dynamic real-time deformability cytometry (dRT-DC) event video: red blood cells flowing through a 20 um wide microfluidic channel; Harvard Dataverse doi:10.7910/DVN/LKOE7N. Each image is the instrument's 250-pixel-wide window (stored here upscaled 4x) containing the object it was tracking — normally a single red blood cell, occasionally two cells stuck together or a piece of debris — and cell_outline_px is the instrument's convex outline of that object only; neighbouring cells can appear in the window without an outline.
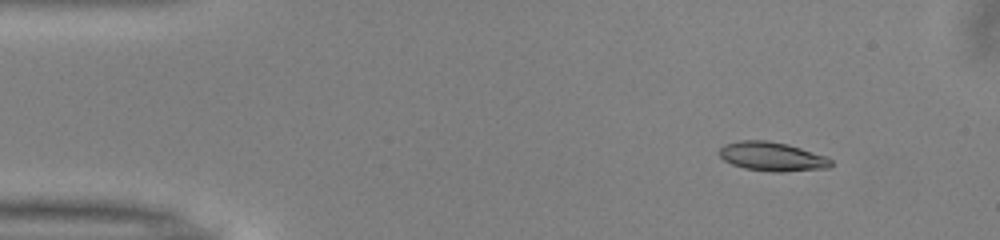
{"species": "common noctule bat (a hibernating species)", "species_latin": "Nyctalus noctula", "temperature_condition": "warm", "stored_images_in_passage": 46, "camera_frame_rate_fps": 3000, "um_per_image_px": 0.085, "animal": {"sex": "male", "body_mass_g": 13.0, "forearm_length_mm": 53.1}, "frame": {"image": 1, "passage_image": 1, "time_ms": 0.0, "image_size_px": [1000, 240], "cell_outline_px": [[832, 164], [828, 168], [780, 172], [772, 172], [744, 168], [732, 164], [724, 160], [720, 156], [720, 148], [724, 144], [740, 140], [768, 140], [788, 144], [824, 156], [832, 160]], "centroid_in_image_um": [65.61, 13.3], "position_along_channel_um": 19.4, "area_um2": 18.79}}
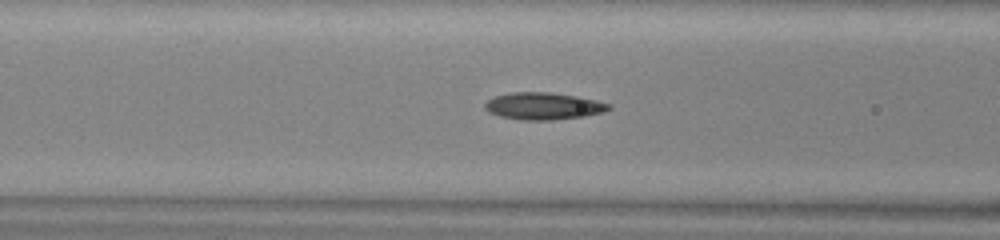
{"frame": {"image": 2, "passage_image": 15, "time_ms": 4.667, "image_size_px": [1000, 240], "cell_outline_px": [[612, 108], [604, 112], [584, 116], [552, 120], [524, 120], [500, 116], [488, 112], [484, 108], [484, 104], [488, 100], [496, 96], [508, 92], [552, 92], [576, 96], [596, 100], [612, 104]], "centroid_in_image_um": [46.2, 9.01], "position_along_channel_um": 120.4, "area_um2": 19.65}}
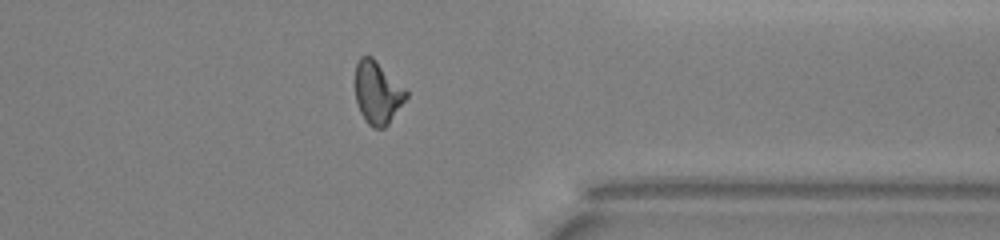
{"frame": {"image": 3, "passage_image": 35, "time_ms": 11.333, "image_size_px": [1000, 240], "cell_outline_px": [[408, 96], [388, 124], [384, 128], [372, 128], [364, 120], [360, 112], [356, 100], [356, 64], [360, 56], [372, 56], [408, 92]], "centroid_in_image_um": [32.08, 7.89], "position_along_channel_um": 379.3, "area_um2": 18.38}, "authors_computed_cell_mechanics": {"area_um2": 18.5827, "velocity_mm_per_s": 4.0418, "shape_relaxation_time_tau1_ms": 6.7924, "shape_relaxation_time_tau2_ms": 2.2433, "deformation_change_tau1": 0.2044, "deformation_change_tau2": 0.0944}}